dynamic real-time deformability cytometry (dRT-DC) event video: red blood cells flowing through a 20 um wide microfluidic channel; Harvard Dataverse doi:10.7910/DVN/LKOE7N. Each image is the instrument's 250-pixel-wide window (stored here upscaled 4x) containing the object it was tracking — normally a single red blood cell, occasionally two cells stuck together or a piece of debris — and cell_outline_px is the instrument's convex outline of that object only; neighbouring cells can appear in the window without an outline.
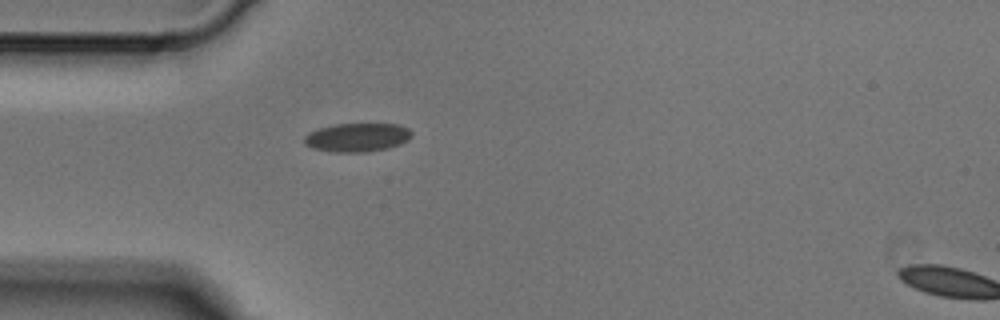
{"species": "Egyptian fruit bat (a non-hibernating species)", "species_latin": "Rousettus aegyptiacus", "temperature_condition": "cold", "stored_images_in_passage": 3, "segment_of_instrument_passage": [1, 2], "camera_frame_rate_fps": 3000, "um_per_image_px": 0.085, "animal": {"sex": "male"}, "frame": {"image": 1, "passage_image": 2, "time_ms": 0.333, "image_size_px": [1000, 320], "cell_outline_px": [[412, 136], [408, 140], [400, 144], [388, 148], [364, 152], [332, 152], [312, 148], [304, 144], [304, 136], [308, 132], [332, 124], [396, 124], [408, 128], [412, 132]], "centroid_in_image_um": [30.34, 11.68], "position_along_channel_um": 54.7, "area_um2": 18.03}}